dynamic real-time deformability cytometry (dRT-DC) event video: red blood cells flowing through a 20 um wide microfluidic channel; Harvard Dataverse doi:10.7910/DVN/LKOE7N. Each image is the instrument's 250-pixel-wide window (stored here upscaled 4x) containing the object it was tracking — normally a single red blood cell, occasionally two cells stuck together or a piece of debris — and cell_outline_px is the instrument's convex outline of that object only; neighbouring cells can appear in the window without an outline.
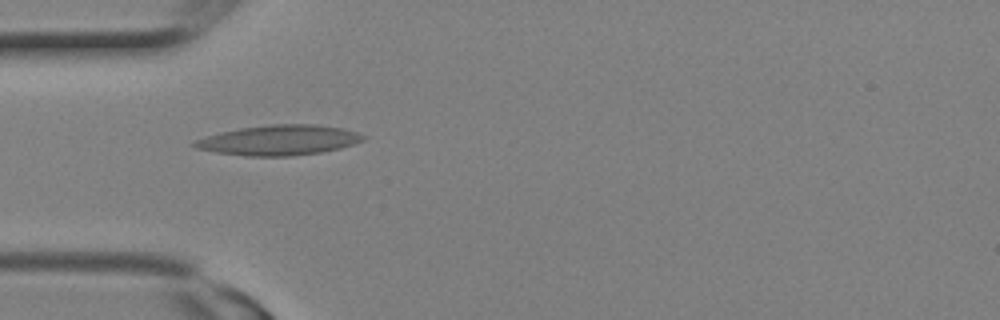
{"species": "Egyptian fruit bat (a non-hibernating species)", "species_latin": "Rousettus aegyptiacus", "temperature_condition": "room temperature", "stored_images_in_passage": 11, "camera_frame_rate_fps": 3000, "um_per_image_px": 0.085, "animal": {"sex": "female"}, "frame": {"image": 1, "passage_image": 8, "time_ms": 2.333, "image_size_px": [1000, 320], "cell_outline_px": [[368, 136], [364, 140], [340, 148], [320, 152], [288, 156], [244, 156], [216, 152], [196, 148], [192, 144], [196, 140], [204, 136], [220, 132], [240, 128], [272, 124], [316, 124], [340, 128], [356, 132]], "centroid_in_image_um": [23.7, 11.91], "position_along_channel_um": 61.3, "area_um2": 29.48}}
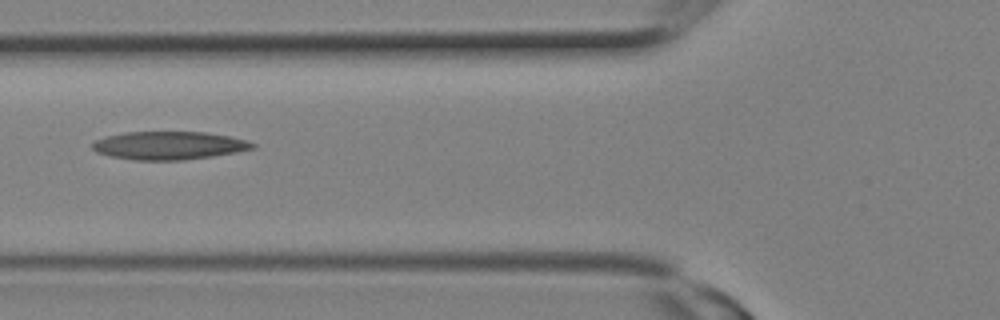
{"frame": {"image": 2, "passage_image": 10, "time_ms": 3.0, "image_size_px": [1000, 320], "cell_outline_px": [[256, 148], [236, 152], [212, 156], [184, 160], [132, 160], [112, 156], [96, 152], [92, 148], [92, 144], [96, 140], [108, 136], [124, 132], [204, 132], [228, 136], [248, 140], [256, 144]], "centroid_in_image_um": [14.39, 12.37], "position_along_channel_um": 111.4, "area_um2": 26.18}}